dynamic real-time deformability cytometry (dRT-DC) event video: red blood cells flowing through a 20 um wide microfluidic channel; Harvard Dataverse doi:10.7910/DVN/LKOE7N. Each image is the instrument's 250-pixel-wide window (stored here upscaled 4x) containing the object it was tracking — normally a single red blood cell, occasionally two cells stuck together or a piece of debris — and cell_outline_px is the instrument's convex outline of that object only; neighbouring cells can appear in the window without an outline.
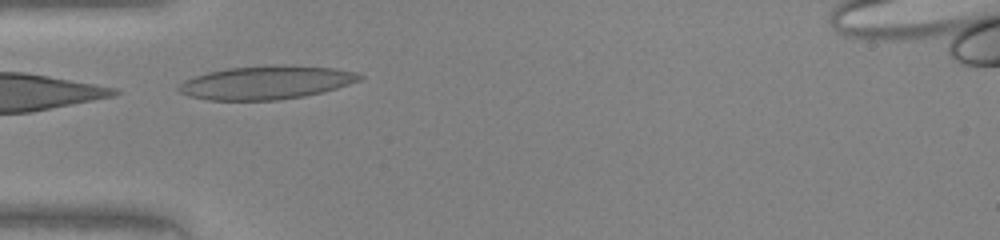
{"species": "human", "species_latin": "Homo sapiens", "temperature_condition": "warm", "stored_images_in_passage": 26, "camera_frame_rate_fps": 3000, "um_per_image_px": 0.085, "donor": {"sex": "female"}, "frame": {"image": 1, "passage_image": 1, "time_ms": 0.0, "image_size_px": [1000, 240], "cell_outline_px": [[364, 76], [360, 80], [336, 88], [304, 96], [280, 100], [208, 100], [188, 96], [180, 92], [176, 88], [184, 80], [208, 72], [228, 68], [280, 64], [336, 68], [356, 72]], "centroid_in_image_um": [22.62, 7.01], "position_along_channel_um": 62.4, "area_um2": 35.26}}